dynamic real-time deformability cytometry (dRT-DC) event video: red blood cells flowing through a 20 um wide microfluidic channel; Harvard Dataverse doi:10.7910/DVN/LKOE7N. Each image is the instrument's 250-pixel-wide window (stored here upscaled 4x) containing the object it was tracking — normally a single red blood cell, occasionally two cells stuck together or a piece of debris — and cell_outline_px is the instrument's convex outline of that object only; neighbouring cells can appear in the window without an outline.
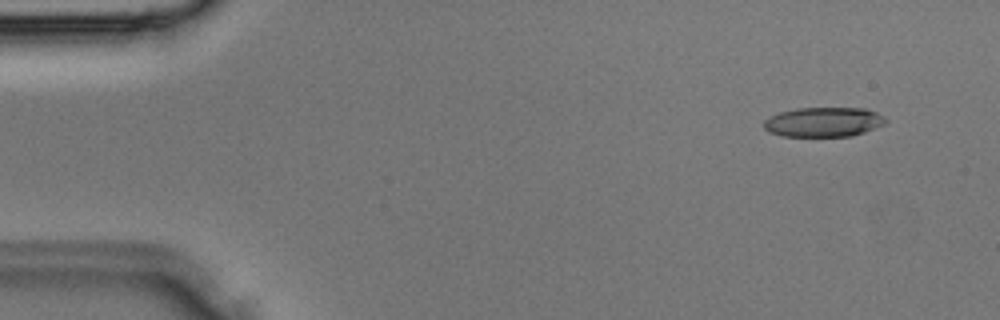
{"species": "Egyptian fruit bat (a non-hibernating species)", "species_latin": "Rousettus aegyptiacus", "temperature_condition": "room temperature", "stored_images_in_passage": 35, "camera_frame_rate_fps": 3000, "um_per_image_px": 0.085, "animal": {"sex": "male"}, "frame": {"image": 1, "passage_image": 3, "time_ms": 0.667, "image_size_px": [1000, 320], "cell_outline_px": [[888, 120], [884, 124], [864, 132], [852, 136], [780, 136], [768, 132], [764, 128], [764, 120], [780, 112], [796, 108], [864, 108], [876, 112], [884, 116]], "centroid_in_image_um": [70.0, 10.37], "position_along_channel_um": 15.0, "area_um2": 21.04}}
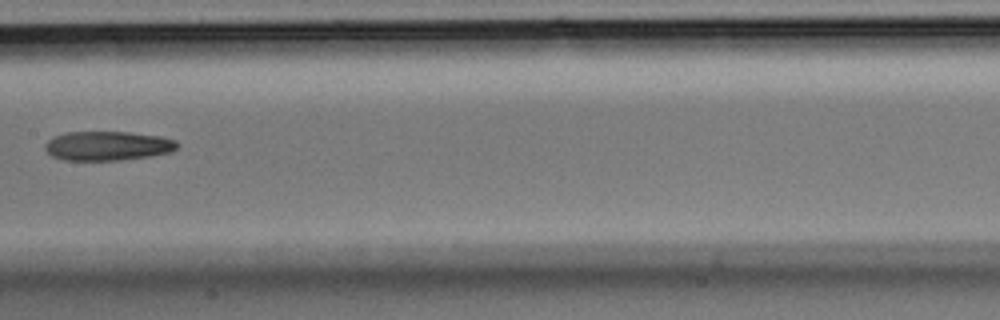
{"frame": {"image": 2, "passage_image": 18, "time_ms": 5.667, "image_size_px": [1000, 320], "cell_outline_px": [[176, 148], [168, 152], [148, 156], [120, 160], [64, 160], [52, 156], [44, 148], [44, 144], [48, 140], [56, 136], [68, 132], [128, 132], [160, 136], [176, 140]], "centroid_in_image_um": [9.11, 12.39], "position_along_channel_um": 198.3, "area_um2": 22.25}}
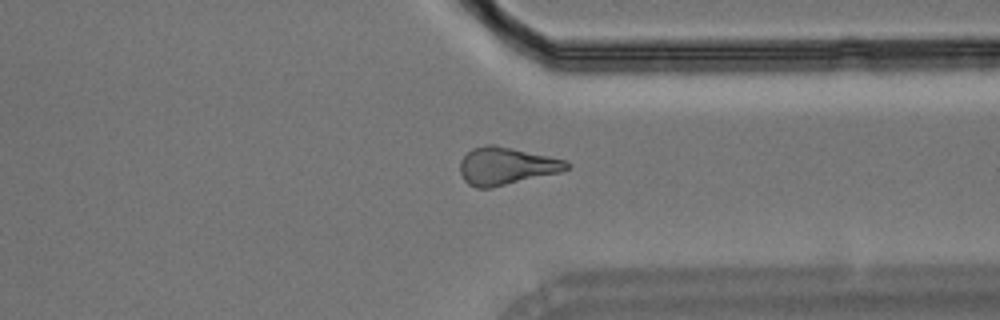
{"frame": {"image": 3, "passage_image": 27, "time_ms": 8.667, "image_size_px": [1000, 320], "cell_outline_px": [[572, 164], [564, 172], [492, 188], [476, 188], [468, 184], [464, 180], [460, 172], [460, 160], [472, 148], [488, 144], [492, 144], [512, 148], [568, 160]], "centroid_in_image_um": [43.07, 14.12], "position_along_channel_um": 368.3, "area_um2": 23.7}}